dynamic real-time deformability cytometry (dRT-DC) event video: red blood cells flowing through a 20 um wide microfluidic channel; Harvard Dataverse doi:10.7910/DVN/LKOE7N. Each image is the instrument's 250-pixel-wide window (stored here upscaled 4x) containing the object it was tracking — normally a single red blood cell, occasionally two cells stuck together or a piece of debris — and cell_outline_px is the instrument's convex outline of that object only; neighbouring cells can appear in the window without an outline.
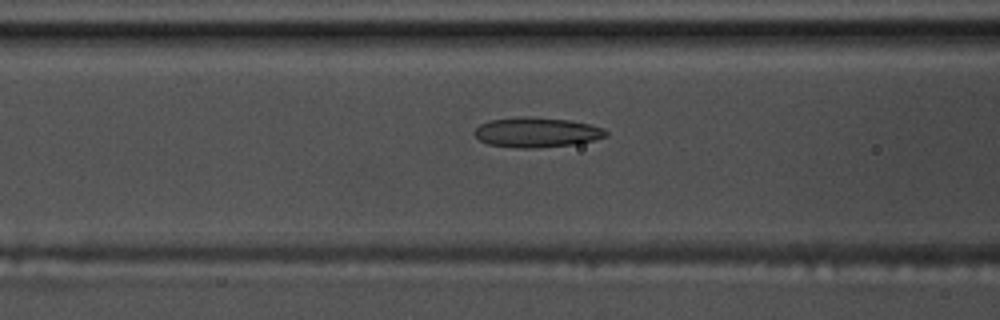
{"species": "common noctule bat (a hibernating species)", "species_latin": "Nyctalus noctula", "temperature_condition": "warm", "stored_images_in_passage": 53, "camera_frame_rate_fps": 3000, "um_per_image_px": 0.085, "animal": {"sex": "male", "body_mass_g": 17.5, "forearm_length_mm": 52.3}, "frame": {"image": 1, "passage_image": 19, "time_ms": 6.0, "image_size_px": [1000, 320], "cell_outline_px": [[608, 136], [576, 144], [536, 148], [516, 148], [488, 144], [480, 140], [472, 132], [480, 124], [488, 120], [524, 116], [528, 116], [568, 120], [588, 124], [604, 128], [608, 132]], "centroid_in_image_um": [45.6, 11.25], "position_along_channel_um": 121.0, "area_um2": 23.0}}
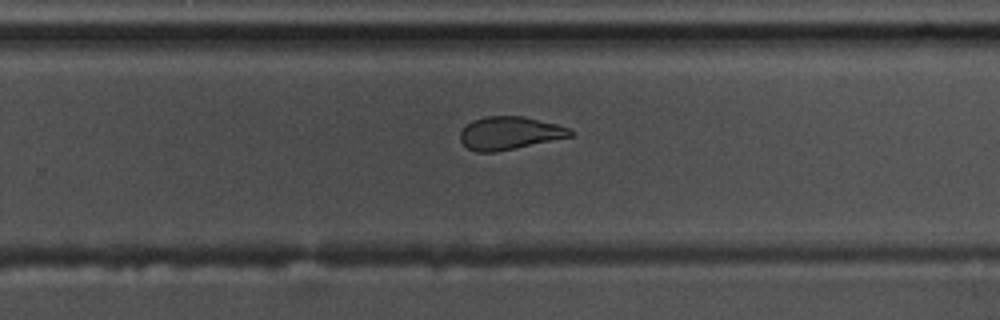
{"frame": {"image": 2, "passage_image": 33, "time_ms": 10.667, "image_size_px": [1000, 320], "cell_outline_px": [[576, 132], [572, 136], [496, 152], [476, 152], [468, 148], [460, 140], [460, 132], [472, 120], [484, 116], [524, 116], [572, 128]], "centroid_in_image_um": [43.34, 11.3], "position_along_channel_um": 286.5, "area_um2": 21.15}}
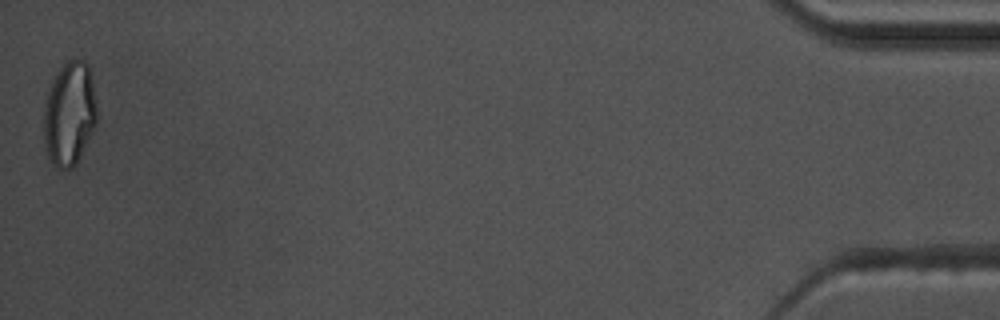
{"frame": {"image": 3, "passage_image": 53, "time_ms": 17.333, "image_size_px": [1000, 320], "cell_outline_px": [[96, 124], [76, 164], [72, 168], [56, 168], [52, 164], [48, 156], [44, 140], [44, 100], [48, 88], [56, 72], [68, 60], [84, 60], [88, 64], [96, 104]], "centroid_in_image_um": [5.87, 9.67], "position_along_channel_um": 429.3, "area_um2": 32.08}, "authors_computed_cell_mechanics": {"area_um2": 22.8888, "velocity_mm_per_s": 3.5554, "shape_relaxation_time_tau1_ms": null, "shape_relaxation_time_tau2_ms": 2.2048, "deformation_change_tau1": null, "deformation_change_tau2": 0.097}}